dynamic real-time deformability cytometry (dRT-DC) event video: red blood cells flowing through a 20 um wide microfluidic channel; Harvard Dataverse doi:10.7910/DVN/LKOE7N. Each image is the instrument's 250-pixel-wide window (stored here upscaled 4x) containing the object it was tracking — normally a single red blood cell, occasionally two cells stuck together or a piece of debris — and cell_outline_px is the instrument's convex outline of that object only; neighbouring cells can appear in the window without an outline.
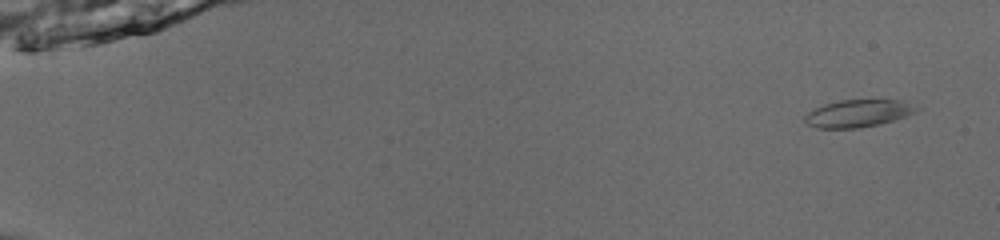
{"species": "common noctule bat (a hibernating species)", "species_latin": "Nyctalus noctula", "temperature_condition": "room temperature", "stored_images_in_passage": 51, "camera_frame_rate_fps": 3000, "um_per_image_px": 0.085, "animal": {"sex": "male", "body_mass_g": 13.0, "forearm_length_mm": 53.1}, "frame": {"image": 1, "passage_image": 1, "time_ms": 0.0, "image_size_px": [1000, 240], "cell_outline_px": [[920, 108], [916, 112], [880, 124], [860, 128], [816, 128], [808, 124], [804, 120], [804, 116], [808, 112], [824, 104], [840, 100], [900, 100]], "centroid_in_image_um": [72.91, 9.64], "position_along_channel_um": 12.1, "area_um2": 17.63}}
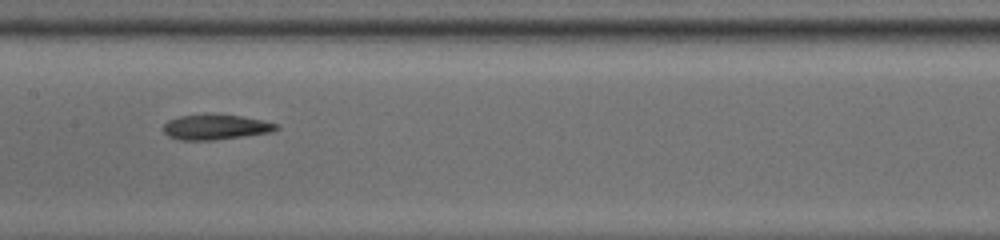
{"frame": {"image": 2, "passage_image": 27, "time_ms": 8.667, "image_size_px": [1000, 240], "cell_outline_px": [[280, 128], [272, 132], [244, 136], [212, 140], [180, 140], [168, 136], [164, 132], [164, 124], [168, 120], [180, 116], [204, 112], [240, 116], [264, 120], [280, 124]], "centroid_in_image_um": [18.35, 10.77], "position_along_channel_um": 189.1, "area_um2": 16.99}}
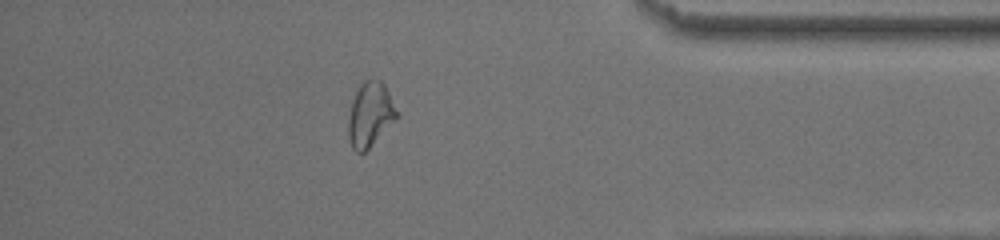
{"frame": {"image": 3, "passage_image": 45, "time_ms": 14.667, "image_size_px": [1000, 240], "cell_outline_px": [[400, 116], [364, 152], [356, 152], [352, 148], [348, 136], [348, 120], [352, 100], [360, 84], [364, 80], [380, 80], [384, 84], [400, 112]], "centroid_in_image_um": [31.49, 9.73], "position_along_channel_um": 403.7, "area_um2": 18.26}, "authors_computed_cell_mechanics": {"area_um2": 17.4556, "velocity_mm_per_s": 3.946, "shape_relaxation_time_tau1_ms": null, "shape_relaxation_time_tau2_ms": 4.4171, "deformation_change_tau1": null, "deformation_change_tau2": 0.1357}}